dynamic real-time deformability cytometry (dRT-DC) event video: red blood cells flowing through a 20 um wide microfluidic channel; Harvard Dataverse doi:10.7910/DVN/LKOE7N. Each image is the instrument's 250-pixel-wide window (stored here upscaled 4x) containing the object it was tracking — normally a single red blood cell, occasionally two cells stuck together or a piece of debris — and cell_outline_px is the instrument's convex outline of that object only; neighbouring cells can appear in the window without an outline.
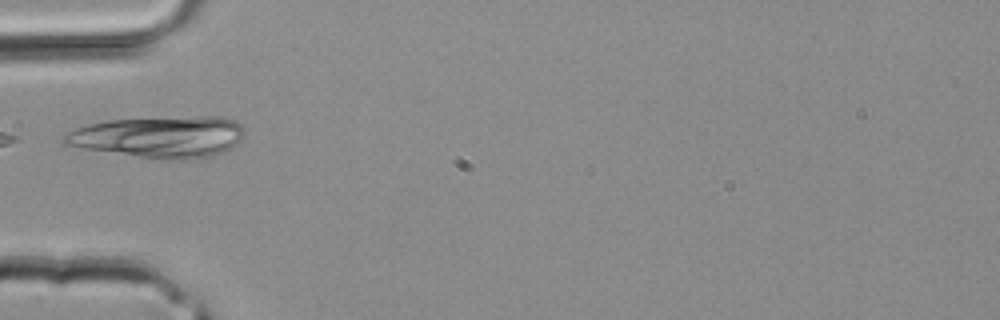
{"species": "common noctule bat (a hibernating species)", "species_latin": "Nyctalus noctula", "temperature_condition": "room temperature", "stored_images_in_passage": 1, "camera_frame_rate_fps": 3000, "um_per_image_px": 0.085, "animal": {"sex": "male", "body_mass_g": 20.4}, "frame": {"image": 1, "passage_image": 1, "time_ms": 0.0, "image_size_px": [1000, 320], "cell_outline_px": [[244, 136], [236, 144], [224, 152], [212, 156], [184, 160], [164, 160], [84, 148], [64, 144], [60, 140], [60, 136], [76, 128], [88, 124], [108, 120], [196, 116], [220, 116], [236, 120], [240, 124], [244, 132]], "centroid_in_image_um": [13.56, 11.63], "position_along_channel_um": 71.4, "area_um2": 43.75}}